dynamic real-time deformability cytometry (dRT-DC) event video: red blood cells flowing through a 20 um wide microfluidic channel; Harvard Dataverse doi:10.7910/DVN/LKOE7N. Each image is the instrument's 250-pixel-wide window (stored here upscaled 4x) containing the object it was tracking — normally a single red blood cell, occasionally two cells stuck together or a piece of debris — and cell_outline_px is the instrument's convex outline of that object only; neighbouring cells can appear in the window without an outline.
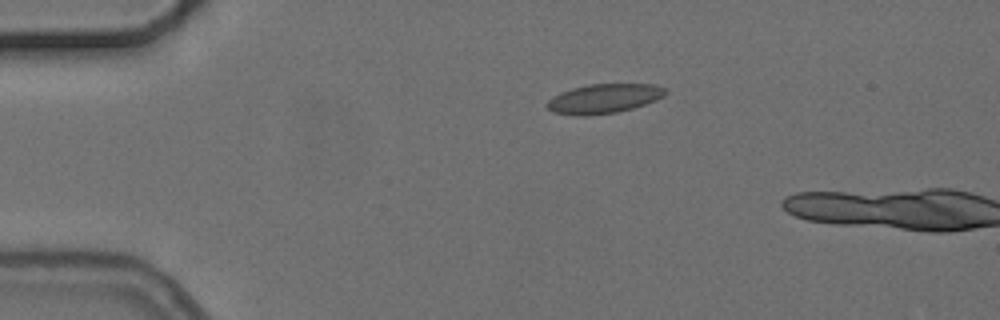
{"species": "common noctule bat (a hibernating species)", "species_latin": "Nyctalus noctula", "temperature_condition": "cold", "stored_images_in_passage": 3, "camera_frame_rate_fps": 3000, "um_per_image_px": 0.085, "animal": {"sex": "female", "body_mass_g": 24.6, "forearm_length_mm": 56.2}, "frame": {"image": 1, "passage_image": 1, "time_ms": 0.0, "image_size_px": [1000, 320], "cell_outline_px": [[668, 92], [664, 96], [656, 100], [632, 108], [616, 112], [584, 116], [576, 116], [556, 112], [548, 108], [548, 100], [552, 96], [560, 92], [572, 88], [588, 84], [656, 84], [664, 88]], "centroid_in_image_um": [51.34, 8.37], "position_along_channel_um": 33.7, "area_um2": 20.17}}